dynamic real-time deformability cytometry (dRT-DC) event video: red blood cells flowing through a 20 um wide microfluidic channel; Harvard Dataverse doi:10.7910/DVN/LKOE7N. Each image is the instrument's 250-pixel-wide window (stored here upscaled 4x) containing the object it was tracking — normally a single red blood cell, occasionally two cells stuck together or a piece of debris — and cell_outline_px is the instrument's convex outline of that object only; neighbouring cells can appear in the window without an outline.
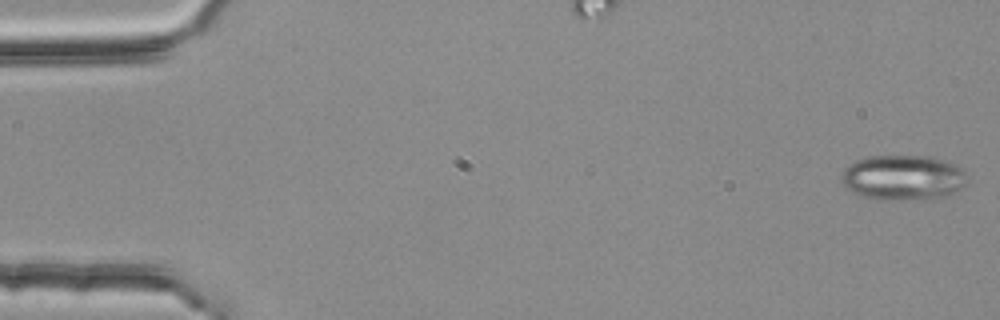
{"species": "common noctule bat (a hibernating species)", "species_latin": "Nyctalus noctula", "temperature_condition": "room temperature", "stored_images_in_passage": 54, "camera_frame_rate_fps": 3000, "um_per_image_px": 0.085, "animal": {"sex": "female", "body_mass_g": 25.1}, "frame": {"image": 1, "passage_image": 1, "time_ms": 0.0, "image_size_px": [1000, 320], "cell_outline_px": [[968, 184], [944, 196], [924, 200], [876, 200], [852, 192], [840, 180], [840, 176], [844, 168], [848, 164], [856, 160], [868, 156], [924, 156], [944, 160], [956, 164], [964, 172]], "centroid_in_image_um": [76.73, 15.1], "position_along_channel_um": 8.3, "area_um2": 33.35}}
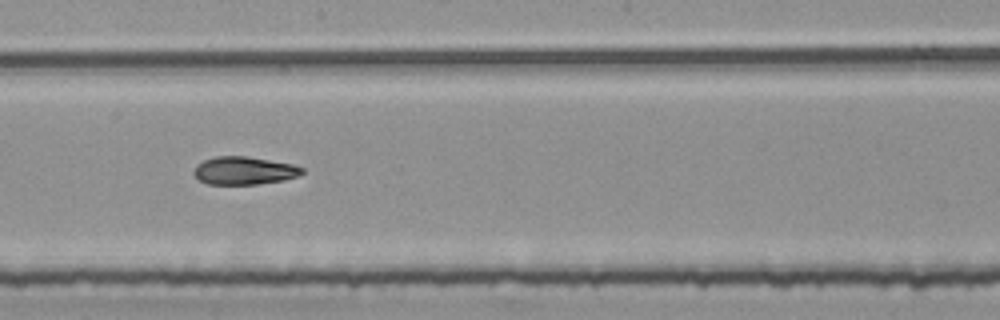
{"frame": {"image": 2, "passage_image": 30, "time_ms": 9.667, "image_size_px": [1000, 320], "cell_outline_px": [[304, 172], [296, 176], [284, 180], [260, 184], [208, 184], [200, 180], [192, 172], [196, 164], [204, 160], [216, 156], [248, 156], [292, 164], [304, 168]], "centroid_in_image_um": [20.74, 14.5], "position_along_channel_um": 227.5, "area_um2": 17.63}}
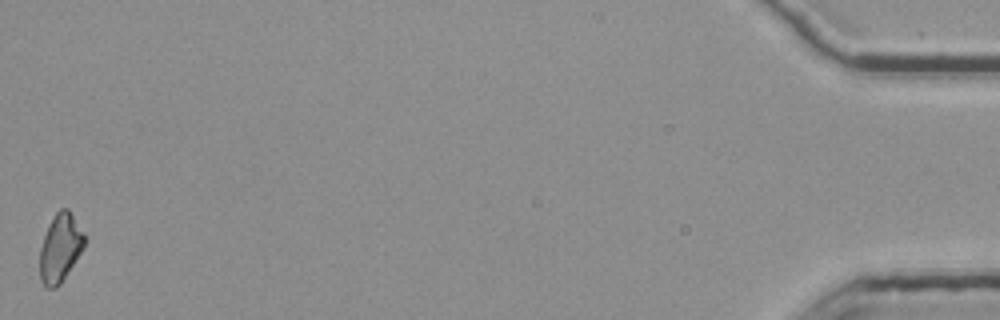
{"frame": {"image": 3, "passage_image": 54, "time_ms": 17.667, "image_size_px": [1000, 320], "cell_outline_px": [[88, 240], [84, 248], [60, 284], [56, 288], [48, 288], [40, 280], [40, 248], [48, 224], [56, 212], [60, 208], [68, 208], [84, 232]], "centroid_in_image_um": [5.14, 21.05], "position_along_channel_um": 430.1, "area_um2": 17.92}, "authors_computed_cell_mechanics": {"area_um2": 18.207, "velocity_mm_per_s": 3.7828, "shape_relaxation_time_tau1_ms": null, "shape_relaxation_time_tau2_ms": 5.3266, "deformation_change_tau1": null, "deformation_change_tau2": 0.1196}}